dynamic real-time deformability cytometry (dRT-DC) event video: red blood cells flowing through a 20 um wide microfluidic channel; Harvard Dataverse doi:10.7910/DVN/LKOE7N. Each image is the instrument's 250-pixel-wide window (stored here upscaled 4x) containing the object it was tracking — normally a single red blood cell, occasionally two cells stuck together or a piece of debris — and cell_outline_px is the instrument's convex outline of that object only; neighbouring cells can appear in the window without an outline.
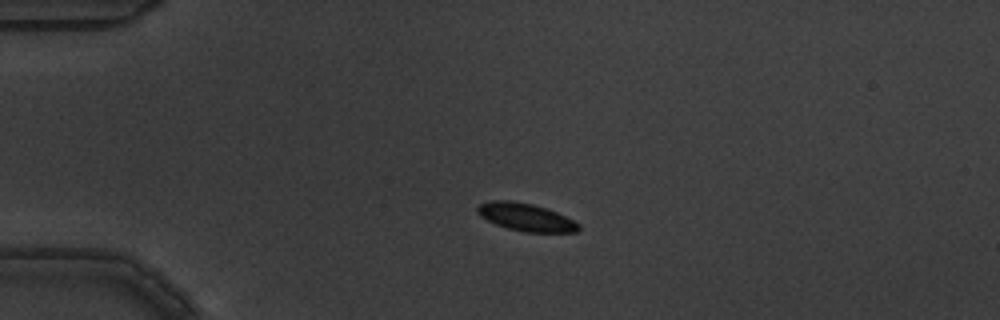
{"species": "common noctule bat (a hibernating species)", "species_latin": "Nyctalus noctula", "temperature_condition": "warm", "stored_images_in_passage": 4, "camera_frame_rate_fps": 3000, "um_per_image_px": 0.085, "animal": {"sex": "male", "body_mass_g": 19.5, "forearm_length_mm": 54.6}, "frame": {"image": 1, "passage_image": 3, "time_ms": 0.667, "image_size_px": [1000, 320], "cell_outline_px": [[580, 232], [524, 232], [508, 228], [496, 224], [480, 216], [476, 212], [476, 208], [480, 204], [492, 200], [512, 200], [532, 204], [556, 212], [580, 224]], "centroid_in_image_um": [44.69, 18.46], "position_along_channel_um": 40.3, "area_um2": 16.24}}